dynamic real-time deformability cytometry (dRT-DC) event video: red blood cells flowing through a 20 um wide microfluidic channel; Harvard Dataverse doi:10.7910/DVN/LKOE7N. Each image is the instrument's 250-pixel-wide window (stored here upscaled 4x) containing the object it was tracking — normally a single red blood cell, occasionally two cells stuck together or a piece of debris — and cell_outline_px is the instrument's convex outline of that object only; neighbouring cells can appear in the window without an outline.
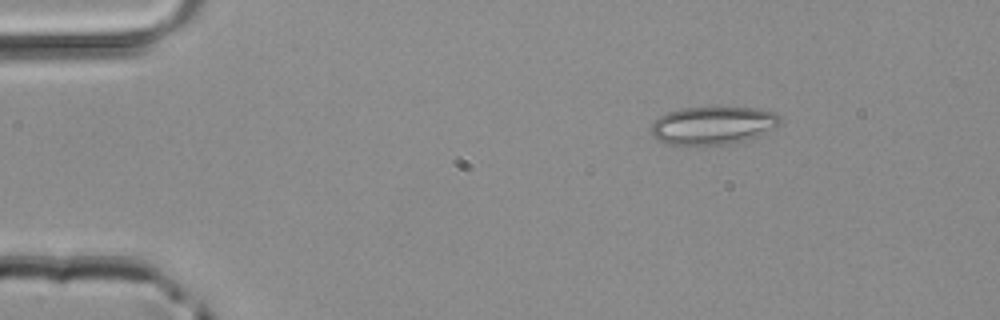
{"species": "common noctule bat (a hibernating species)", "species_latin": "Nyctalus noctula", "temperature_condition": "room temperature", "stored_images_in_passage": 40, "camera_frame_rate_fps": 3000, "um_per_image_px": 0.085, "animal": {"sex": "male", "body_mass_g": 20.4}, "frame": {"image": 1, "passage_image": 1, "time_ms": 0.0, "image_size_px": [1000, 320], "cell_outline_px": [[780, 124], [756, 136], [744, 140], [728, 144], [668, 144], [652, 136], [648, 128], [660, 116], [668, 112], [680, 108], [756, 108], [772, 112], [780, 116]], "centroid_in_image_um": [60.55, 10.65], "position_along_channel_um": 24.5, "area_um2": 28.03}}
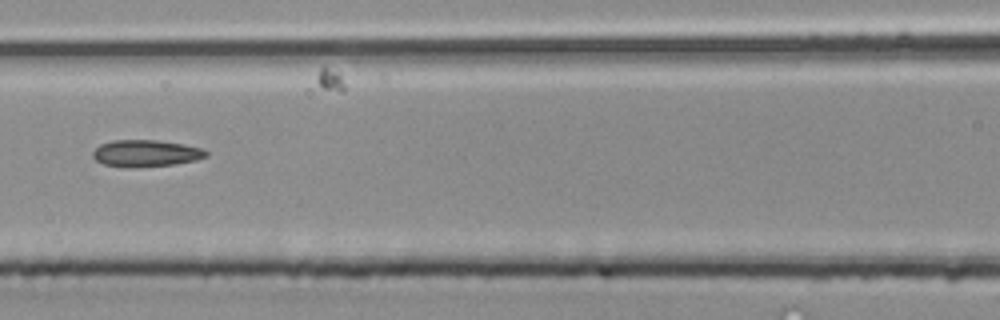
{"frame": {"image": 2, "passage_image": 15, "time_ms": 4.667, "image_size_px": [1000, 320], "cell_outline_px": [[208, 156], [196, 160], [176, 164], [128, 168], [104, 164], [96, 160], [92, 156], [92, 152], [100, 144], [112, 140], [156, 140], [184, 144], [204, 148], [208, 152]], "centroid_in_image_um": [12.42, 13.03], "position_along_channel_um": 154.2, "area_um2": 17.86}}
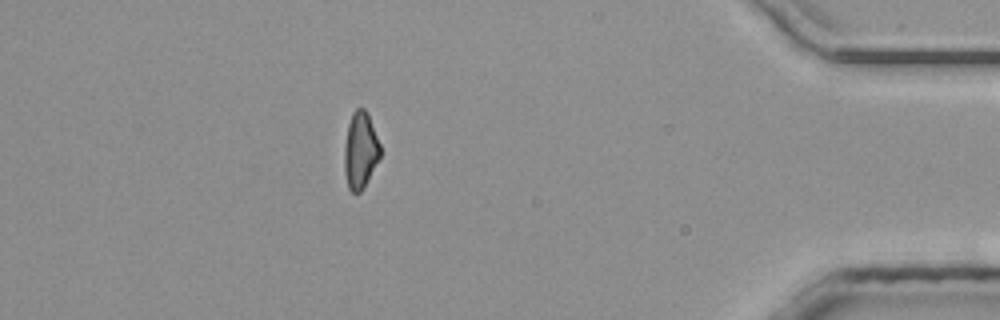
{"frame": {"image": 3, "passage_image": 35, "time_ms": 11.333, "image_size_px": [1000, 320], "cell_outline_px": [[380, 156], [364, 188], [360, 192], [352, 192], [348, 188], [344, 172], [344, 148], [348, 124], [352, 112], [356, 108], [364, 108], [368, 112], [380, 144]], "centroid_in_image_um": [30.62, 12.77], "position_along_channel_um": 404.6, "area_um2": 16.13}}